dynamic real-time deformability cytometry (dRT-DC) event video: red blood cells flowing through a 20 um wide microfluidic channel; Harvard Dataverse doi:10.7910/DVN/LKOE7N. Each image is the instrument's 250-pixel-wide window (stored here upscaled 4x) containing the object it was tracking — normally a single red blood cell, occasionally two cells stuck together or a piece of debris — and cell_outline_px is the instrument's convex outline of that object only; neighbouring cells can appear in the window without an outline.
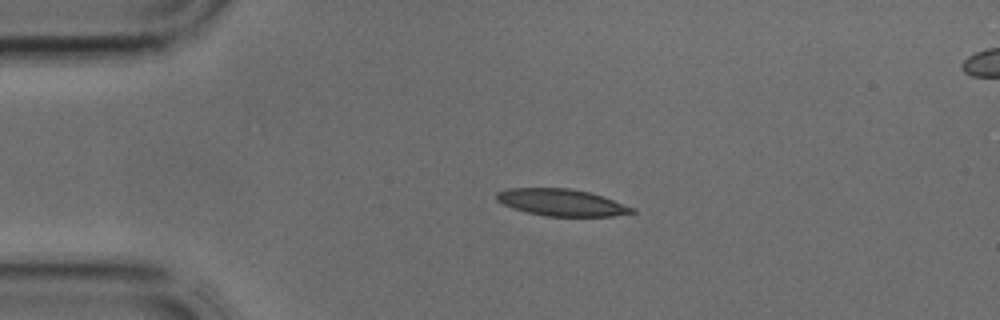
{"species": "common noctule bat (a hibernating species)", "species_latin": "Nyctalus noctula", "temperature_condition": "cold", "stored_images_in_passage": 3, "camera_frame_rate_fps": 3000, "um_per_image_px": 0.085, "animal": {"sex": "male", "body_mass_g": 17.9, "forearm_length_mm": 54.2}, "frame": {"image": 1, "passage_image": 2, "time_ms": 0.333, "image_size_px": [1000, 320], "cell_outline_px": [[636, 212], [612, 216], [548, 216], [528, 212], [504, 204], [496, 200], [496, 192], [508, 188], [568, 188], [588, 192], [604, 196], [636, 208]], "centroid_in_image_um": [47.77, 17.2], "position_along_channel_um": 37.2, "area_um2": 21.1}}